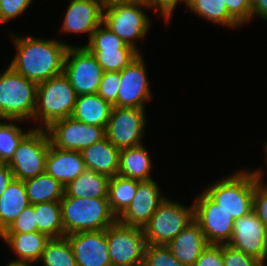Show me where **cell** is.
Returning a JSON list of instances; mask_svg holds the SVG:
<instances>
[{
	"mask_svg": "<svg viewBox=\"0 0 267 266\" xmlns=\"http://www.w3.org/2000/svg\"><path fill=\"white\" fill-rule=\"evenodd\" d=\"M84 46L87 49H103L110 47L133 48L130 45H127L120 37H118L110 29H108L103 23H101L96 28V30L92 33L90 40Z\"/></svg>",
	"mask_w": 267,
	"mask_h": 266,
	"instance_id": "e575fe53",
	"label": "cell"
},
{
	"mask_svg": "<svg viewBox=\"0 0 267 266\" xmlns=\"http://www.w3.org/2000/svg\"><path fill=\"white\" fill-rule=\"evenodd\" d=\"M38 232L34 204L28 205L3 233Z\"/></svg>",
	"mask_w": 267,
	"mask_h": 266,
	"instance_id": "74e56055",
	"label": "cell"
},
{
	"mask_svg": "<svg viewBox=\"0 0 267 266\" xmlns=\"http://www.w3.org/2000/svg\"><path fill=\"white\" fill-rule=\"evenodd\" d=\"M255 16L267 20V0H251V18Z\"/></svg>",
	"mask_w": 267,
	"mask_h": 266,
	"instance_id": "f6af8a7d",
	"label": "cell"
},
{
	"mask_svg": "<svg viewBox=\"0 0 267 266\" xmlns=\"http://www.w3.org/2000/svg\"><path fill=\"white\" fill-rule=\"evenodd\" d=\"M37 83L8 66L0 72V118L25 121L34 118Z\"/></svg>",
	"mask_w": 267,
	"mask_h": 266,
	"instance_id": "277c9868",
	"label": "cell"
},
{
	"mask_svg": "<svg viewBox=\"0 0 267 266\" xmlns=\"http://www.w3.org/2000/svg\"><path fill=\"white\" fill-rule=\"evenodd\" d=\"M77 266H111L106 229L65 235Z\"/></svg>",
	"mask_w": 267,
	"mask_h": 266,
	"instance_id": "2e32d148",
	"label": "cell"
},
{
	"mask_svg": "<svg viewBox=\"0 0 267 266\" xmlns=\"http://www.w3.org/2000/svg\"><path fill=\"white\" fill-rule=\"evenodd\" d=\"M146 72L141 54L120 71L121 84L116 106L145 109V102L153 96Z\"/></svg>",
	"mask_w": 267,
	"mask_h": 266,
	"instance_id": "9a60e30c",
	"label": "cell"
},
{
	"mask_svg": "<svg viewBox=\"0 0 267 266\" xmlns=\"http://www.w3.org/2000/svg\"><path fill=\"white\" fill-rule=\"evenodd\" d=\"M60 204L65 235L104 230L117 220L107 198L63 196Z\"/></svg>",
	"mask_w": 267,
	"mask_h": 266,
	"instance_id": "7a4b0ae2",
	"label": "cell"
},
{
	"mask_svg": "<svg viewBox=\"0 0 267 266\" xmlns=\"http://www.w3.org/2000/svg\"><path fill=\"white\" fill-rule=\"evenodd\" d=\"M111 266H143L147 245L143 228L116 220L106 229Z\"/></svg>",
	"mask_w": 267,
	"mask_h": 266,
	"instance_id": "9c48e42d",
	"label": "cell"
},
{
	"mask_svg": "<svg viewBox=\"0 0 267 266\" xmlns=\"http://www.w3.org/2000/svg\"><path fill=\"white\" fill-rule=\"evenodd\" d=\"M106 0H70L64 17L62 33H92L102 23Z\"/></svg>",
	"mask_w": 267,
	"mask_h": 266,
	"instance_id": "ac0fdd59",
	"label": "cell"
},
{
	"mask_svg": "<svg viewBox=\"0 0 267 266\" xmlns=\"http://www.w3.org/2000/svg\"><path fill=\"white\" fill-rule=\"evenodd\" d=\"M32 0H0V23H8L21 15Z\"/></svg>",
	"mask_w": 267,
	"mask_h": 266,
	"instance_id": "60d3db41",
	"label": "cell"
},
{
	"mask_svg": "<svg viewBox=\"0 0 267 266\" xmlns=\"http://www.w3.org/2000/svg\"><path fill=\"white\" fill-rule=\"evenodd\" d=\"M4 121H0V162L8 163L21 140L32 129L24 132L21 127L14 123L21 122L20 120L5 119Z\"/></svg>",
	"mask_w": 267,
	"mask_h": 266,
	"instance_id": "d6a6232c",
	"label": "cell"
},
{
	"mask_svg": "<svg viewBox=\"0 0 267 266\" xmlns=\"http://www.w3.org/2000/svg\"><path fill=\"white\" fill-rule=\"evenodd\" d=\"M96 58L103 72H120L140 54L134 48L88 49Z\"/></svg>",
	"mask_w": 267,
	"mask_h": 266,
	"instance_id": "4dcf8cb0",
	"label": "cell"
},
{
	"mask_svg": "<svg viewBox=\"0 0 267 266\" xmlns=\"http://www.w3.org/2000/svg\"><path fill=\"white\" fill-rule=\"evenodd\" d=\"M194 219V204L190 207L166 199L143 227L147 244L168 245Z\"/></svg>",
	"mask_w": 267,
	"mask_h": 266,
	"instance_id": "52a82bcc",
	"label": "cell"
},
{
	"mask_svg": "<svg viewBox=\"0 0 267 266\" xmlns=\"http://www.w3.org/2000/svg\"><path fill=\"white\" fill-rule=\"evenodd\" d=\"M86 170L80 151L64 150L50 144L46 173L64 187Z\"/></svg>",
	"mask_w": 267,
	"mask_h": 266,
	"instance_id": "ffe728a7",
	"label": "cell"
},
{
	"mask_svg": "<svg viewBox=\"0 0 267 266\" xmlns=\"http://www.w3.org/2000/svg\"><path fill=\"white\" fill-rule=\"evenodd\" d=\"M38 262L43 266H77L72 247L66 238H51Z\"/></svg>",
	"mask_w": 267,
	"mask_h": 266,
	"instance_id": "1f68e13d",
	"label": "cell"
},
{
	"mask_svg": "<svg viewBox=\"0 0 267 266\" xmlns=\"http://www.w3.org/2000/svg\"><path fill=\"white\" fill-rule=\"evenodd\" d=\"M34 213L38 232L44 233L50 238L65 236L60 202L36 203L34 204Z\"/></svg>",
	"mask_w": 267,
	"mask_h": 266,
	"instance_id": "f1b7e54d",
	"label": "cell"
},
{
	"mask_svg": "<svg viewBox=\"0 0 267 266\" xmlns=\"http://www.w3.org/2000/svg\"><path fill=\"white\" fill-rule=\"evenodd\" d=\"M106 1L142 2L146 4V0H106Z\"/></svg>",
	"mask_w": 267,
	"mask_h": 266,
	"instance_id": "bcb514c9",
	"label": "cell"
},
{
	"mask_svg": "<svg viewBox=\"0 0 267 266\" xmlns=\"http://www.w3.org/2000/svg\"><path fill=\"white\" fill-rule=\"evenodd\" d=\"M13 178V173L8 164L0 162V196L5 192Z\"/></svg>",
	"mask_w": 267,
	"mask_h": 266,
	"instance_id": "ee69618b",
	"label": "cell"
},
{
	"mask_svg": "<svg viewBox=\"0 0 267 266\" xmlns=\"http://www.w3.org/2000/svg\"><path fill=\"white\" fill-rule=\"evenodd\" d=\"M112 108L97 93L79 95L71 116L80 122L106 129Z\"/></svg>",
	"mask_w": 267,
	"mask_h": 266,
	"instance_id": "cb8c5ba5",
	"label": "cell"
},
{
	"mask_svg": "<svg viewBox=\"0 0 267 266\" xmlns=\"http://www.w3.org/2000/svg\"><path fill=\"white\" fill-rule=\"evenodd\" d=\"M0 238L19 256L7 264L11 266H33L34 263L37 264L46 244L51 239L41 232L2 233Z\"/></svg>",
	"mask_w": 267,
	"mask_h": 266,
	"instance_id": "d6986e66",
	"label": "cell"
},
{
	"mask_svg": "<svg viewBox=\"0 0 267 266\" xmlns=\"http://www.w3.org/2000/svg\"><path fill=\"white\" fill-rule=\"evenodd\" d=\"M28 205L30 203L24 181L13 178L0 196V234L15 221Z\"/></svg>",
	"mask_w": 267,
	"mask_h": 266,
	"instance_id": "d4e9b609",
	"label": "cell"
},
{
	"mask_svg": "<svg viewBox=\"0 0 267 266\" xmlns=\"http://www.w3.org/2000/svg\"><path fill=\"white\" fill-rule=\"evenodd\" d=\"M110 177L85 170L65 186L64 196L77 198H107Z\"/></svg>",
	"mask_w": 267,
	"mask_h": 266,
	"instance_id": "484cf974",
	"label": "cell"
},
{
	"mask_svg": "<svg viewBox=\"0 0 267 266\" xmlns=\"http://www.w3.org/2000/svg\"><path fill=\"white\" fill-rule=\"evenodd\" d=\"M120 84V72H103L97 94L112 106H116Z\"/></svg>",
	"mask_w": 267,
	"mask_h": 266,
	"instance_id": "d590c367",
	"label": "cell"
},
{
	"mask_svg": "<svg viewBox=\"0 0 267 266\" xmlns=\"http://www.w3.org/2000/svg\"><path fill=\"white\" fill-rule=\"evenodd\" d=\"M265 150H266V160H267V143L265 144Z\"/></svg>",
	"mask_w": 267,
	"mask_h": 266,
	"instance_id": "7dc6e473",
	"label": "cell"
},
{
	"mask_svg": "<svg viewBox=\"0 0 267 266\" xmlns=\"http://www.w3.org/2000/svg\"><path fill=\"white\" fill-rule=\"evenodd\" d=\"M186 7L198 17L211 23L229 28H238L240 25L229 15L223 0H187Z\"/></svg>",
	"mask_w": 267,
	"mask_h": 266,
	"instance_id": "f546056e",
	"label": "cell"
},
{
	"mask_svg": "<svg viewBox=\"0 0 267 266\" xmlns=\"http://www.w3.org/2000/svg\"><path fill=\"white\" fill-rule=\"evenodd\" d=\"M143 266H186L180 263L166 245L147 244Z\"/></svg>",
	"mask_w": 267,
	"mask_h": 266,
	"instance_id": "836d02e7",
	"label": "cell"
},
{
	"mask_svg": "<svg viewBox=\"0 0 267 266\" xmlns=\"http://www.w3.org/2000/svg\"><path fill=\"white\" fill-rule=\"evenodd\" d=\"M152 159L143 144L120 149L118 175L138 181L152 180Z\"/></svg>",
	"mask_w": 267,
	"mask_h": 266,
	"instance_id": "603a6c76",
	"label": "cell"
},
{
	"mask_svg": "<svg viewBox=\"0 0 267 266\" xmlns=\"http://www.w3.org/2000/svg\"><path fill=\"white\" fill-rule=\"evenodd\" d=\"M160 192L159 185L154 179L140 181L131 204L117 220L125 225L143 228L166 199Z\"/></svg>",
	"mask_w": 267,
	"mask_h": 266,
	"instance_id": "e0dca14e",
	"label": "cell"
},
{
	"mask_svg": "<svg viewBox=\"0 0 267 266\" xmlns=\"http://www.w3.org/2000/svg\"><path fill=\"white\" fill-rule=\"evenodd\" d=\"M229 15L240 25L251 20V0H223Z\"/></svg>",
	"mask_w": 267,
	"mask_h": 266,
	"instance_id": "ab89813d",
	"label": "cell"
},
{
	"mask_svg": "<svg viewBox=\"0 0 267 266\" xmlns=\"http://www.w3.org/2000/svg\"><path fill=\"white\" fill-rule=\"evenodd\" d=\"M27 198L30 204L60 202L65 187L46 172L24 181Z\"/></svg>",
	"mask_w": 267,
	"mask_h": 266,
	"instance_id": "4316f807",
	"label": "cell"
},
{
	"mask_svg": "<svg viewBox=\"0 0 267 266\" xmlns=\"http://www.w3.org/2000/svg\"><path fill=\"white\" fill-rule=\"evenodd\" d=\"M227 244L264 264L267 261V228L254 210L234 221L232 237Z\"/></svg>",
	"mask_w": 267,
	"mask_h": 266,
	"instance_id": "5bb4252c",
	"label": "cell"
},
{
	"mask_svg": "<svg viewBox=\"0 0 267 266\" xmlns=\"http://www.w3.org/2000/svg\"><path fill=\"white\" fill-rule=\"evenodd\" d=\"M194 266H224L222 244H209L195 261Z\"/></svg>",
	"mask_w": 267,
	"mask_h": 266,
	"instance_id": "b9f144b4",
	"label": "cell"
},
{
	"mask_svg": "<svg viewBox=\"0 0 267 266\" xmlns=\"http://www.w3.org/2000/svg\"><path fill=\"white\" fill-rule=\"evenodd\" d=\"M181 3L187 4V0H146V5L151 9L154 8L164 18L166 24L171 20L176 5ZM158 9V10H157Z\"/></svg>",
	"mask_w": 267,
	"mask_h": 266,
	"instance_id": "7bdbcfd3",
	"label": "cell"
},
{
	"mask_svg": "<svg viewBox=\"0 0 267 266\" xmlns=\"http://www.w3.org/2000/svg\"><path fill=\"white\" fill-rule=\"evenodd\" d=\"M77 94L64 73L38 83L34 120L42 122L36 128H48L54 121L72 115ZM43 126V127H42Z\"/></svg>",
	"mask_w": 267,
	"mask_h": 266,
	"instance_id": "5b68a950",
	"label": "cell"
},
{
	"mask_svg": "<svg viewBox=\"0 0 267 266\" xmlns=\"http://www.w3.org/2000/svg\"><path fill=\"white\" fill-rule=\"evenodd\" d=\"M224 266H265V264L228 244H222Z\"/></svg>",
	"mask_w": 267,
	"mask_h": 266,
	"instance_id": "f35d334b",
	"label": "cell"
},
{
	"mask_svg": "<svg viewBox=\"0 0 267 266\" xmlns=\"http://www.w3.org/2000/svg\"><path fill=\"white\" fill-rule=\"evenodd\" d=\"M46 130L53 146L80 152L106 137L104 127L80 122L72 116L54 121Z\"/></svg>",
	"mask_w": 267,
	"mask_h": 266,
	"instance_id": "7c38bea8",
	"label": "cell"
},
{
	"mask_svg": "<svg viewBox=\"0 0 267 266\" xmlns=\"http://www.w3.org/2000/svg\"><path fill=\"white\" fill-rule=\"evenodd\" d=\"M208 245L202 229L194 220L166 246L180 263L194 266L195 261Z\"/></svg>",
	"mask_w": 267,
	"mask_h": 266,
	"instance_id": "44dd1931",
	"label": "cell"
},
{
	"mask_svg": "<svg viewBox=\"0 0 267 266\" xmlns=\"http://www.w3.org/2000/svg\"><path fill=\"white\" fill-rule=\"evenodd\" d=\"M51 140L46 129H32L19 143L7 163L15 179L22 181L46 172V159Z\"/></svg>",
	"mask_w": 267,
	"mask_h": 266,
	"instance_id": "ba28073f",
	"label": "cell"
},
{
	"mask_svg": "<svg viewBox=\"0 0 267 266\" xmlns=\"http://www.w3.org/2000/svg\"><path fill=\"white\" fill-rule=\"evenodd\" d=\"M236 220L254 210L255 170L238 171L203 190Z\"/></svg>",
	"mask_w": 267,
	"mask_h": 266,
	"instance_id": "3957f363",
	"label": "cell"
},
{
	"mask_svg": "<svg viewBox=\"0 0 267 266\" xmlns=\"http://www.w3.org/2000/svg\"><path fill=\"white\" fill-rule=\"evenodd\" d=\"M81 154L86 170L110 178L118 175L120 149L114 147L106 137L83 149Z\"/></svg>",
	"mask_w": 267,
	"mask_h": 266,
	"instance_id": "7402d4cb",
	"label": "cell"
},
{
	"mask_svg": "<svg viewBox=\"0 0 267 266\" xmlns=\"http://www.w3.org/2000/svg\"><path fill=\"white\" fill-rule=\"evenodd\" d=\"M146 120L143 108L113 106L105 129L106 138L119 149L141 145Z\"/></svg>",
	"mask_w": 267,
	"mask_h": 266,
	"instance_id": "8fae6325",
	"label": "cell"
},
{
	"mask_svg": "<svg viewBox=\"0 0 267 266\" xmlns=\"http://www.w3.org/2000/svg\"><path fill=\"white\" fill-rule=\"evenodd\" d=\"M63 73L79 96L97 93L103 70L95 56L85 46H69Z\"/></svg>",
	"mask_w": 267,
	"mask_h": 266,
	"instance_id": "30bf717a",
	"label": "cell"
},
{
	"mask_svg": "<svg viewBox=\"0 0 267 266\" xmlns=\"http://www.w3.org/2000/svg\"><path fill=\"white\" fill-rule=\"evenodd\" d=\"M262 170H255L254 211L267 228V185L264 186Z\"/></svg>",
	"mask_w": 267,
	"mask_h": 266,
	"instance_id": "8d00e7d4",
	"label": "cell"
},
{
	"mask_svg": "<svg viewBox=\"0 0 267 266\" xmlns=\"http://www.w3.org/2000/svg\"><path fill=\"white\" fill-rule=\"evenodd\" d=\"M146 8L142 2L105 1L102 23L139 52L135 41L146 36L151 23Z\"/></svg>",
	"mask_w": 267,
	"mask_h": 266,
	"instance_id": "8992f818",
	"label": "cell"
},
{
	"mask_svg": "<svg viewBox=\"0 0 267 266\" xmlns=\"http://www.w3.org/2000/svg\"><path fill=\"white\" fill-rule=\"evenodd\" d=\"M140 181L116 175L110 178L108 202L112 213L118 218L131 204Z\"/></svg>",
	"mask_w": 267,
	"mask_h": 266,
	"instance_id": "83f0119b",
	"label": "cell"
},
{
	"mask_svg": "<svg viewBox=\"0 0 267 266\" xmlns=\"http://www.w3.org/2000/svg\"><path fill=\"white\" fill-rule=\"evenodd\" d=\"M194 204V219L209 244H227L232 237L234 219L204 191Z\"/></svg>",
	"mask_w": 267,
	"mask_h": 266,
	"instance_id": "4fadbf2b",
	"label": "cell"
},
{
	"mask_svg": "<svg viewBox=\"0 0 267 266\" xmlns=\"http://www.w3.org/2000/svg\"><path fill=\"white\" fill-rule=\"evenodd\" d=\"M16 55L9 66L37 84L63 73L69 45L60 40L12 35Z\"/></svg>",
	"mask_w": 267,
	"mask_h": 266,
	"instance_id": "6da1fadb",
	"label": "cell"
}]
</instances>
